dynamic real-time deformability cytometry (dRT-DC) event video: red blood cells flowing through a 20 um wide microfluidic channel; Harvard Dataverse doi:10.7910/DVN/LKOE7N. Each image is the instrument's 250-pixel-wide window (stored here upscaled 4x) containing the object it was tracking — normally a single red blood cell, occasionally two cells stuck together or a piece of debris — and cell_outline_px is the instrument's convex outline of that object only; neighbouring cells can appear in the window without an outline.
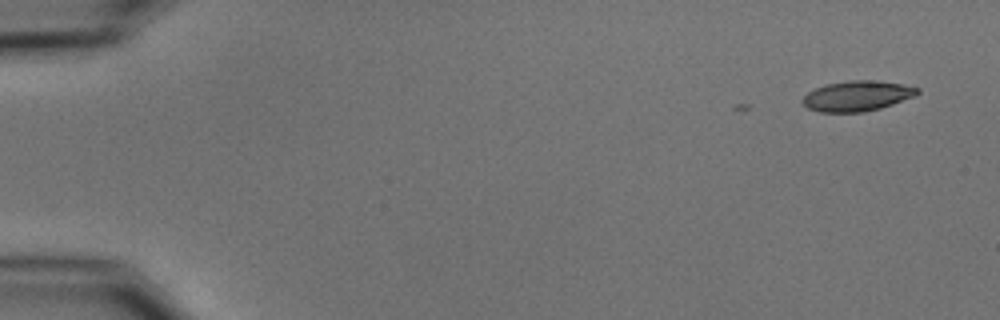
{"species": "common noctule bat (a hibernating species)", "species_latin": "Nyctalus noctula", "temperature_condition": "cold", "stored_images_in_passage": 2, "camera_frame_rate_fps": 3000, "um_per_image_px": 0.085, "animal": {"sex": "male", "body_mass_g": 15.6}, "frame": {"image": 1, "passage_image": 2, "time_ms": 0.333, "image_size_px": [1000, 320], "cell_outline_px": [[920, 92], [916, 96], [880, 108], [864, 112], [820, 112], [808, 108], [800, 100], [808, 92], [816, 88], [828, 84], [848, 80], [872, 80], [904, 84], [920, 88]], "centroid_in_image_um": [72.88, 8.15], "position_along_channel_um": 12.1, "area_um2": 20.29}}